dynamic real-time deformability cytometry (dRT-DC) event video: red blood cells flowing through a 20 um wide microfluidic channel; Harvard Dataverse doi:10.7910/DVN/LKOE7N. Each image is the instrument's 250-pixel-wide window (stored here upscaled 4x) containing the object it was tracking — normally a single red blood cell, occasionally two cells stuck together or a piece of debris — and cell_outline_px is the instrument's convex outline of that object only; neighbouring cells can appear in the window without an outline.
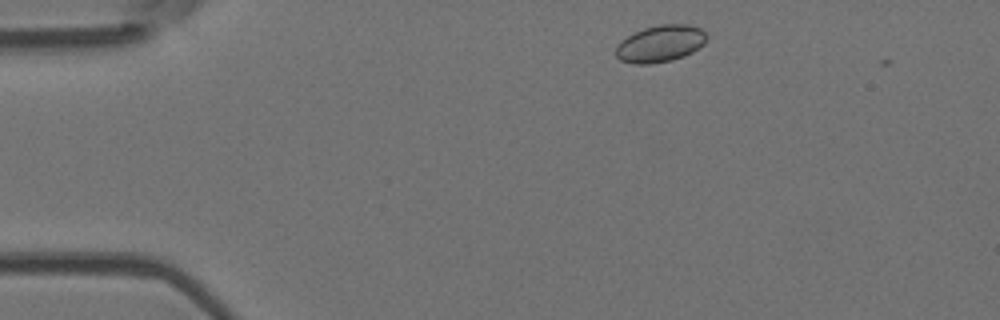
{"species": "Egyptian fruit bat (a non-hibernating species)", "species_latin": "Rousettus aegyptiacus", "temperature_condition": "room temperature", "stored_images_in_passage": 4, "camera_frame_rate_fps": 3000, "um_per_image_px": 0.085, "animal": {"sex": "female"}, "frame": {"image": 1, "passage_image": 3, "time_ms": 0.667, "image_size_px": [1000, 320], "cell_outline_px": [[708, 36], [704, 44], [692, 52], [684, 56], [672, 60], [648, 64], [632, 64], [620, 60], [616, 56], [616, 44], [620, 40], [644, 28], [660, 24], [688, 24], [700, 28]], "centroid_in_image_um": [56.12, 3.71], "position_along_channel_um": 28.9, "area_um2": 19.59}}